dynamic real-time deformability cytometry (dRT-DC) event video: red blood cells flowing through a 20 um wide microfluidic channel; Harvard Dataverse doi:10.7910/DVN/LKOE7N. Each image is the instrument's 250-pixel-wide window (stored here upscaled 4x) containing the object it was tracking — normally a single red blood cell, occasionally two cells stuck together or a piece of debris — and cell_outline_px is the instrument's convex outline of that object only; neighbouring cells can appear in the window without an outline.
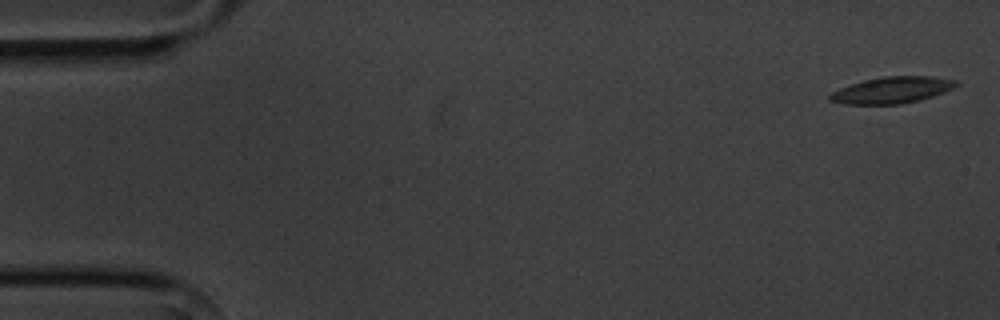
{"species": "common noctule bat (a hibernating species)", "species_latin": "Nyctalus noctula", "temperature_condition": "cold", "stored_images_in_passage": 7, "camera_frame_rate_fps": 3000, "um_per_image_px": 0.085, "animal": {"sex": "male", "body_mass_g": 20.1, "forearm_length_mm": 53.5}, "frame": {"image": 1, "passage_image": 1, "time_ms": 0.0, "image_size_px": [1000, 320], "cell_outline_px": [[960, 84], [944, 92], [932, 96], [900, 104], [844, 104], [828, 100], [828, 96], [832, 92], [840, 88], [864, 80], [884, 76], [932, 76], [956, 80]], "centroid_in_image_um": [75.81, 7.65], "position_along_channel_um": 9.2, "area_um2": 19.31}}
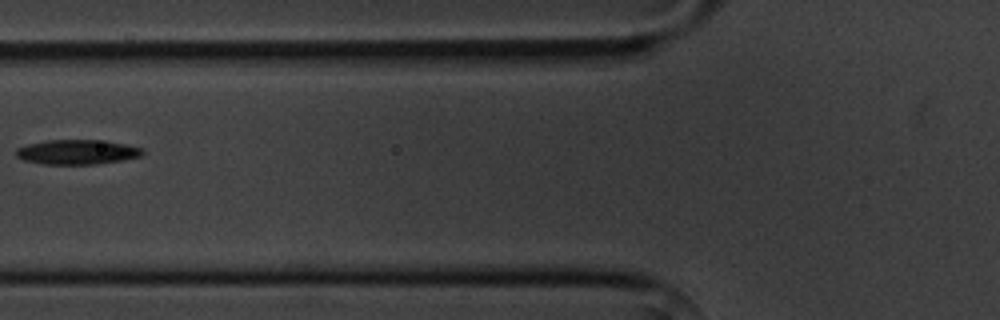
{"frame": {"image": 2, "passage_image": 6, "time_ms": 6.667, "image_size_px": [1000, 320], "cell_outline_px": [[144, 152], [140, 156], [124, 160], [96, 164], [44, 164], [24, 160], [16, 156], [16, 148], [28, 144], [44, 140], [104, 140], [124, 144], [140, 148]], "centroid_in_image_um": [6.53, 12.92], "position_along_channel_um": 119.3, "area_um2": 18.15}}
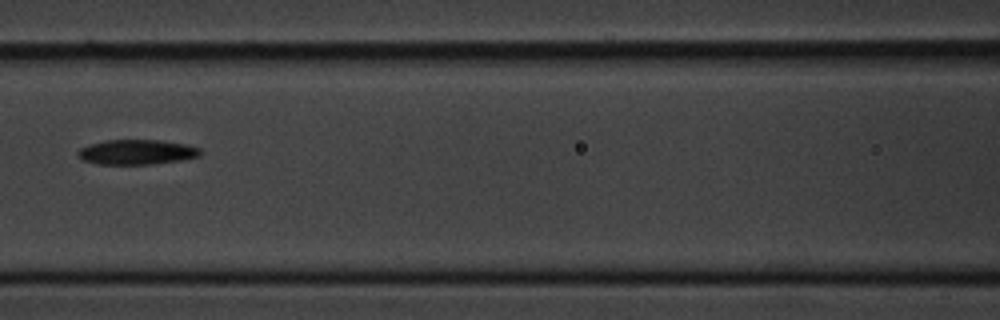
{"frame": {"image": 3, "passage_image": 7, "time_ms": 7.667, "image_size_px": [1000, 320], "cell_outline_px": [[200, 156], [180, 160], [152, 164], [96, 164], [84, 160], [76, 156], [76, 152], [80, 148], [88, 144], [104, 140], [160, 140], [188, 144], [200, 148]], "centroid_in_image_um": [11.59, 12.92], "position_along_channel_um": 155.0, "area_um2": 17.92}}